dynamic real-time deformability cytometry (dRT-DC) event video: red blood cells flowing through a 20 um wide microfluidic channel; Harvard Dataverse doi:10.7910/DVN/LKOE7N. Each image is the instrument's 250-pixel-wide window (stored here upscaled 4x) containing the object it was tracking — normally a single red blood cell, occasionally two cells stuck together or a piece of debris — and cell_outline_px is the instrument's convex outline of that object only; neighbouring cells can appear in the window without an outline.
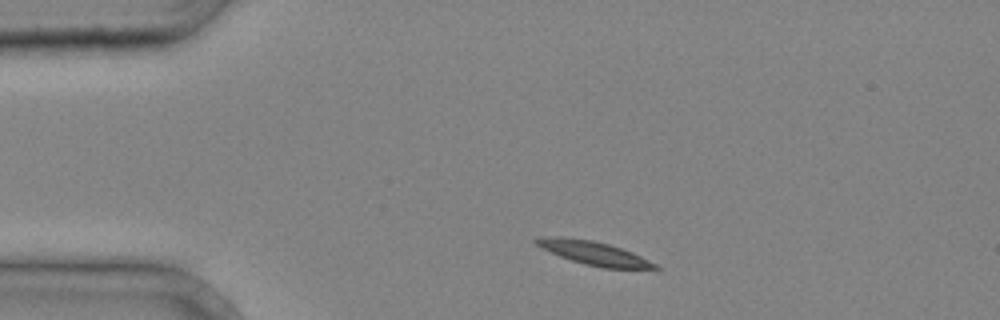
{"species": "common noctule bat (a hibernating species)", "species_latin": "Nyctalus noctula", "temperature_condition": "cold", "stored_images_in_passage": 2, "camera_frame_rate_fps": 3000, "um_per_image_px": 0.085, "animal": {"sex": "male", "body_mass_g": 20.4}, "frame": {"image": 1, "passage_image": 1, "time_ms": 0.0, "image_size_px": [1000, 320], "cell_outline_px": [[660, 268], [604, 268], [584, 264], [560, 256], [540, 248], [532, 240], [548, 236], [560, 236], [592, 240], [608, 244], [632, 252], [656, 264]], "centroid_in_image_um": [50.41, 21.5], "position_along_channel_um": 34.6, "area_um2": 16.07}}
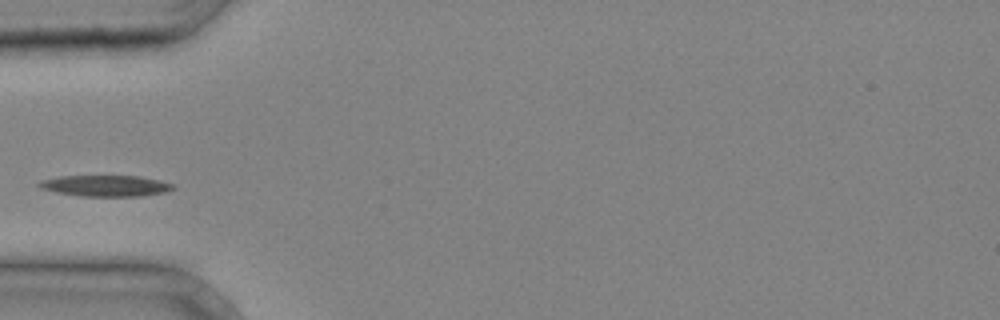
{"frame": {"image": 2, "passage_image": 2, "time_ms": 0.333, "image_size_px": [1000, 320], "cell_outline_px": [[176, 188], [164, 192], [140, 196], [80, 196], [56, 192], [40, 188], [36, 184], [40, 180], [60, 176], [140, 176], [160, 180], [172, 184]], "centroid_in_image_um": [8.95, 15.79], "position_along_channel_um": 76.1, "area_um2": 16.47}}